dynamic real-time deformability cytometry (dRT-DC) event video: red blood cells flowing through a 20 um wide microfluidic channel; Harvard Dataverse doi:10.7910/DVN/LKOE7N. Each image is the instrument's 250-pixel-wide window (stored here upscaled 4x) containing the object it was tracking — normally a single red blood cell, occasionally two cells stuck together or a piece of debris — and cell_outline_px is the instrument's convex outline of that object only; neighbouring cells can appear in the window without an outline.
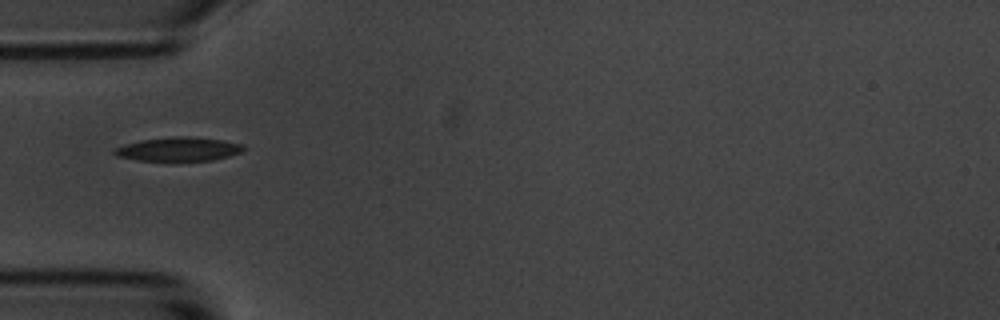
{"species": "common noctule bat (a hibernating species)", "species_latin": "Nyctalus noctula", "temperature_condition": "room temperature", "stored_images_in_passage": 18, "camera_frame_rate_fps": 3000, "um_per_image_px": 0.085, "animal": {"sex": "male", "body_mass_g": 20.1, "forearm_length_mm": 53.5}, "frame": {"image": 1, "passage_image": 1, "time_ms": 0.0, "image_size_px": [1000, 320], "cell_outline_px": [[244, 148], [240, 152], [228, 156], [212, 160], [180, 164], [172, 164], [136, 160], [120, 156], [112, 152], [112, 148], [144, 140], [172, 136], [188, 136], [220, 140], [240, 144]], "centroid_in_image_um": [15.13, 12.74], "position_along_channel_um": 69.9, "area_um2": 18.61}}
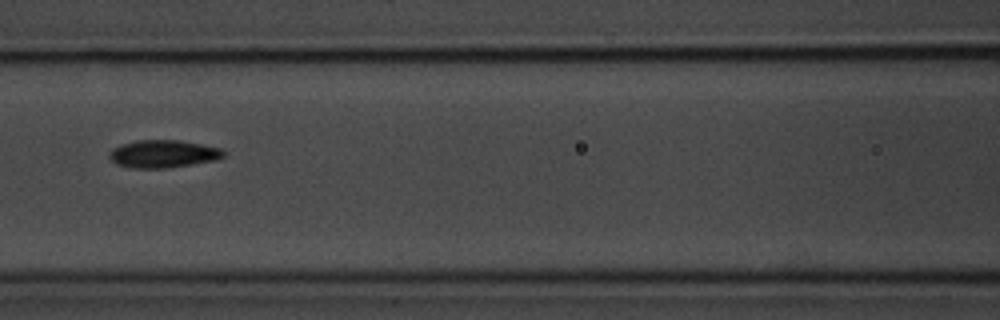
{"frame": {"image": 2, "passage_image": 8, "time_ms": 2.333, "image_size_px": [1000, 320], "cell_outline_px": [[224, 156], [216, 160], [192, 164], [164, 168], [132, 168], [116, 164], [108, 156], [108, 152], [112, 148], [120, 144], [136, 140], [180, 140], [220, 148], [224, 152]], "centroid_in_image_um": [13.82, 13.07], "position_along_channel_um": 152.8, "area_um2": 18.44}}
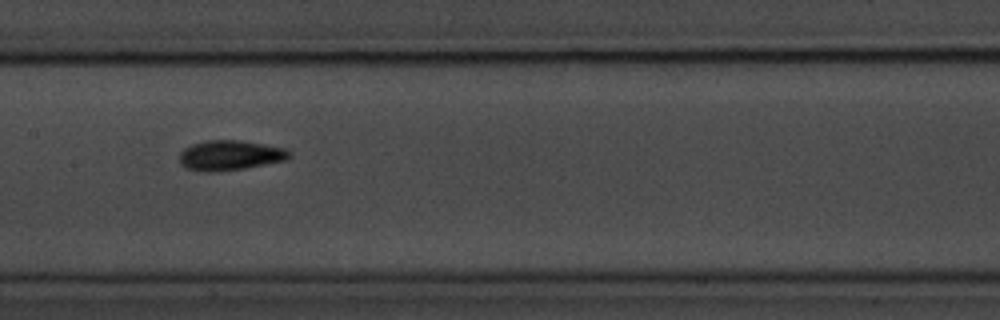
{"frame": {"image": 3, "passage_image": 11, "time_ms": 3.333, "image_size_px": [1000, 320], "cell_outline_px": [[292, 156], [288, 160], [244, 168], [212, 172], [204, 172], [184, 168], [180, 164], [180, 152], [184, 148], [192, 144], [204, 140], [240, 140], [264, 144], [284, 148], [292, 152]], "centroid_in_image_um": [19.55, 13.2], "position_along_channel_um": 187.8, "area_um2": 19.42}}